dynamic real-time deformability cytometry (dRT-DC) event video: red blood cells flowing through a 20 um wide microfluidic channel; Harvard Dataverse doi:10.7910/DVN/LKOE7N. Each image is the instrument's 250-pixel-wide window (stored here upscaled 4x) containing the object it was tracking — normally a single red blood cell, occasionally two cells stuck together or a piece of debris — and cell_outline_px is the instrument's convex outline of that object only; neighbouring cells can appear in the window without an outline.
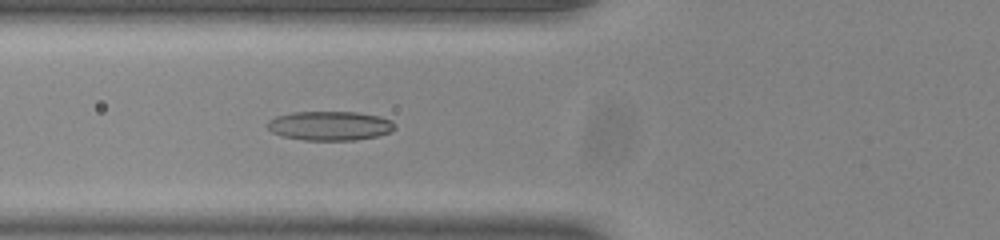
{"species": "common noctule bat (a hibernating species)", "species_latin": "Nyctalus noctula", "temperature_condition": "room temperature", "stored_images_in_passage": 54, "camera_frame_rate_fps": 3000, "um_per_image_px": 0.085, "animal": {"sex": "male", "body_mass_g": 20.0, "forearm_length_mm": 53.3}, "frame": {"image": 1, "passage_image": 22, "time_ms": 7.0, "image_size_px": [1000, 240], "cell_outline_px": [[396, 128], [392, 132], [376, 136], [356, 140], [304, 140], [284, 136], [272, 132], [268, 128], [268, 120], [276, 116], [292, 112], [356, 112], [380, 116], [392, 120], [396, 124]], "centroid_in_image_um": [28.08, 10.69], "position_along_channel_um": 97.7, "area_um2": 21.79}}
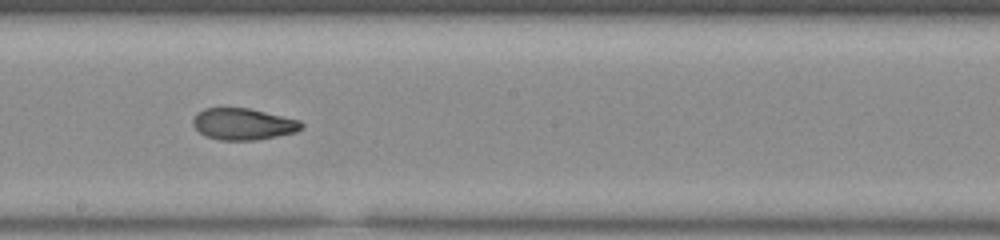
{"frame": {"image": 2, "passage_image": 32, "time_ms": 10.333, "image_size_px": [1000, 240], "cell_outline_px": [[304, 128], [296, 132], [256, 140], [220, 140], [204, 136], [192, 124], [192, 120], [196, 112], [204, 108], [248, 108], [300, 120], [304, 124]], "centroid_in_image_um": [20.66, 10.54], "position_along_channel_um": 227.5, "area_um2": 20.06}}
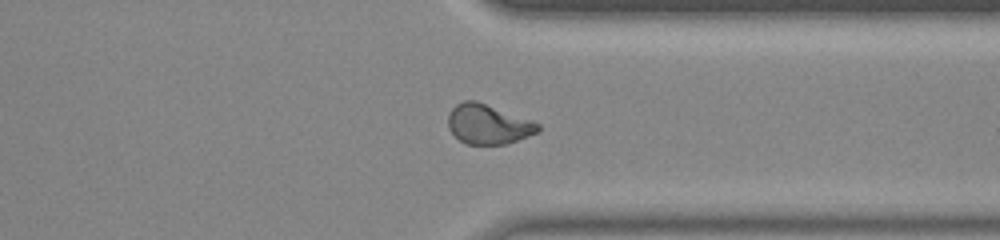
{"frame": {"image": 3, "passage_image": 43, "time_ms": 14.0, "image_size_px": [1000, 240], "cell_outline_px": [[540, 132], [504, 144], [468, 144], [460, 140], [448, 128], [448, 112], [456, 104], [464, 100], [476, 100], [532, 120], [540, 124]], "centroid_in_image_um": [41.49, 10.54], "position_along_channel_um": 369.9, "area_um2": 20.81}, "authors_computed_cell_mechanics": {"area_um2": 20.8369, "velocity_mm_per_s": 3.8854, "shape_relaxation_time_tau1_ms": 10.1085, "shape_relaxation_time_tau2_ms": 1.5064, "deformation_change_tau1": 0.2514, "deformation_change_tau2": 0.0682}}